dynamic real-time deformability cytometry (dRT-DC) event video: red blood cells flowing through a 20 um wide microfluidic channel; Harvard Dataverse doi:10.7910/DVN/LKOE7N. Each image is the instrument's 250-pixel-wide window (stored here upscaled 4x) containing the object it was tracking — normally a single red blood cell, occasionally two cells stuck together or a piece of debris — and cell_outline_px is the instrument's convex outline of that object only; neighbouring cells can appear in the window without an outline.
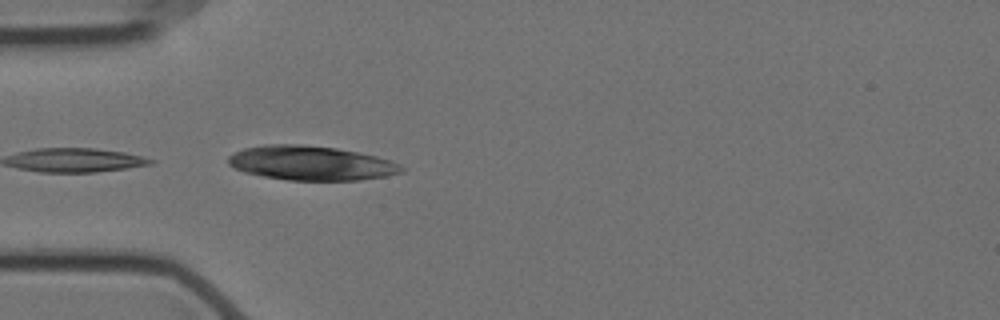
{"species": "Egyptian fruit bat (a non-hibernating species)", "species_latin": "Rousettus aegyptiacus", "temperature_condition": "cold", "stored_images_in_passage": 4, "camera_frame_rate_fps": 3000, "um_per_image_px": 0.085, "animal": {"sex": "female"}, "frame": {"image": 1, "passage_image": 1, "time_ms": 0.0, "image_size_px": [1000, 320], "cell_outline_px": [[404, 172], [384, 176], [360, 180], [288, 180], [264, 176], [244, 172], [228, 164], [228, 156], [244, 148], [264, 144], [300, 144], [336, 148], [376, 156], [400, 164], [404, 168]], "centroid_in_image_um": [26.43, 13.86], "position_along_channel_um": 58.6, "area_um2": 34.51}}